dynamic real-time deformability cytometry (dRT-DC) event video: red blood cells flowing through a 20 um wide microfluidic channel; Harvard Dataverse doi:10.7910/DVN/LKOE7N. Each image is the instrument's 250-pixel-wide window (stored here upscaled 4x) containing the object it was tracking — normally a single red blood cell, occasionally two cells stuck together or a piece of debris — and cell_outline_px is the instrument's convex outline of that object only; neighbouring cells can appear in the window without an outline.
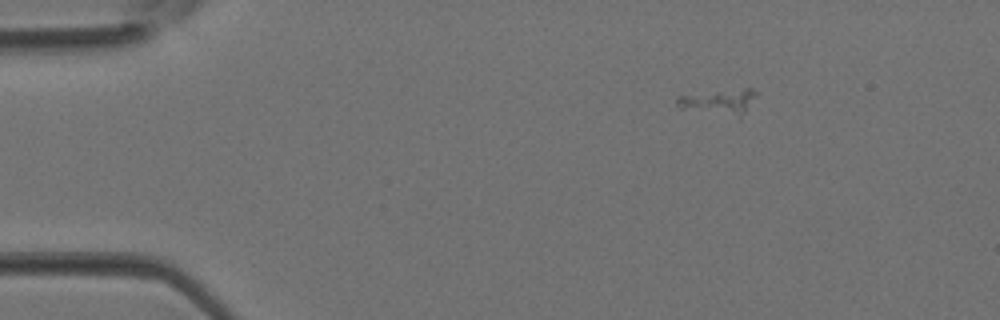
{"species": "Egyptian fruit bat (a non-hibernating species)", "species_latin": "Rousettus aegyptiacus", "temperature_condition": "room temperature", "stored_images_in_passage": 3, "camera_frame_rate_fps": 3000, "um_per_image_px": 0.085, "animal": {"sex": "female"}, "frame": {"image": 1, "passage_image": 1, "time_ms": 0.0, "image_size_px": [1000, 320], "cell_outline_px": [[756, 96], [740, 120], [680, 108], [676, 104], [676, 96], [744, 88], [752, 88], [756, 92]], "centroid_in_image_um": [61.15, 8.71], "position_along_channel_um": 23.9, "area_um2": 12.08}}